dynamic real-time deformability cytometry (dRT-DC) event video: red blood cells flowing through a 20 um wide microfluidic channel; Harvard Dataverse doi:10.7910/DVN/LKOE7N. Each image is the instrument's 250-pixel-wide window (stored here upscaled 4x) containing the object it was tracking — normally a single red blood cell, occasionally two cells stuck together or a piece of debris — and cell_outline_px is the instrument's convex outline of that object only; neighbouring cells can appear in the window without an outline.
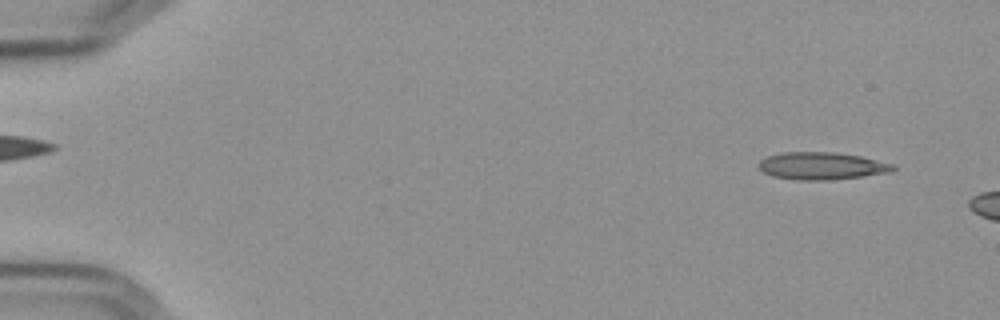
{"species": "Egyptian fruit bat (a non-hibernating species)", "species_latin": "Rousettus aegyptiacus", "temperature_condition": "cold", "stored_images_in_passage": 8, "camera_frame_rate_fps": 3000, "um_per_image_px": 0.085, "frame": {"image": 1, "passage_image": 3, "time_ms": 0.667, "image_size_px": [1000, 320], "cell_outline_px": [[896, 168], [892, 172], [828, 180], [800, 180], [772, 176], [764, 172], [756, 164], [764, 156], [780, 152], [836, 152], [860, 156], [896, 164]], "centroid_in_image_um": [69.83, 14.09], "position_along_channel_um": 15.2, "area_um2": 21.62}}